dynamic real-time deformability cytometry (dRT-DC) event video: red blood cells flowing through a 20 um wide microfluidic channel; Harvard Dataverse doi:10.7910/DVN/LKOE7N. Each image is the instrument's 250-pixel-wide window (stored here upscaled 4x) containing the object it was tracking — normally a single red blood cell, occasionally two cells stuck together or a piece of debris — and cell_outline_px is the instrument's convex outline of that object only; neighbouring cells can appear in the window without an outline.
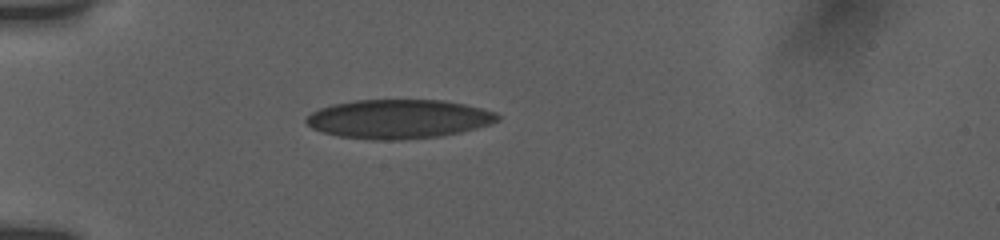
{"species": "human", "species_latin": "Homo sapiens", "temperature_condition": "room temperature", "stored_images_in_passage": 6, "camera_frame_rate_fps": 3000, "um_per_image_px": 0.085, "donor": {"sex": "female"}, "frame": {"image": 1, "passage_image": 1, "time_ms": 0.0, "image_size_px": [1000, 240], "cell_outline_px": [[500, 120], [488, 124], [460, 132], [436, 136], [396, 140], [376, 140], [340, 136], [324, 132], [312, 128], [304, 120], [312, 112], [320, 108], [332, 104], [356, 100], [440, 100], [464, 104], [496, 112], [500, 116]], "centroid_in_image_um": [33.86, 10.1], "position_along_channel_um": 51.1, "area_um2": 43.06}}
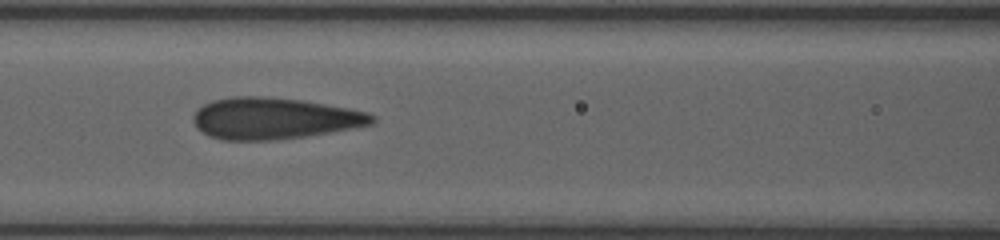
{"frame": {"image": 2, "passage_image": 4, "time_ms": 3.0, "image_size_px": [1000, 240], "cell_outline_px": [[376, 120], [372, 124], [328, 132], [304, 136], [276, 140], [220, 140], [208, 136], [196, 128], [192, 120], [192, 116], [204, 104], [212, 100], [232, 96], [264, 96], [304, 100], [348, 108], [364, 112], [376, 116]], "centroid_in_image_um": [23.24, 10.06], "position_along_channel_um": 143.4, "area_um2": 43.23}}
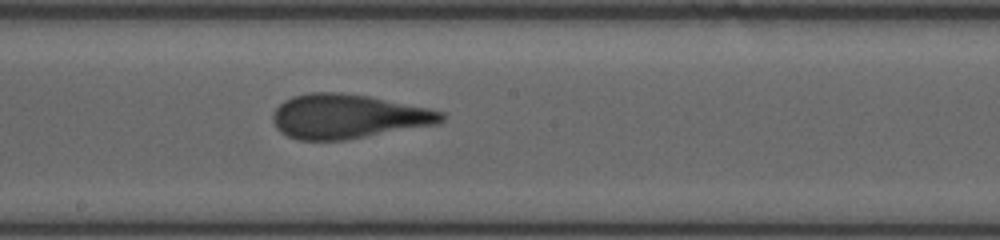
{"frame": {"image": 3, "passage_image": 6, "time_ms": 5.0, "image_size_px": [1000, 240], "cell_outline_px": [[444, 120], [436, 124], [344, 140], [300, 140], [288, 136], [280, 132], [276, 128], [272, 120], [272, 116], [276, 108], [284, 100], [292, 96], [308, 92], [340, 92], [368, 96], [444, 112]], "centroid_in_image_um": [29.51, 9.89], "position_along_channel_um": 218.7, "area_um2": 43.18}}